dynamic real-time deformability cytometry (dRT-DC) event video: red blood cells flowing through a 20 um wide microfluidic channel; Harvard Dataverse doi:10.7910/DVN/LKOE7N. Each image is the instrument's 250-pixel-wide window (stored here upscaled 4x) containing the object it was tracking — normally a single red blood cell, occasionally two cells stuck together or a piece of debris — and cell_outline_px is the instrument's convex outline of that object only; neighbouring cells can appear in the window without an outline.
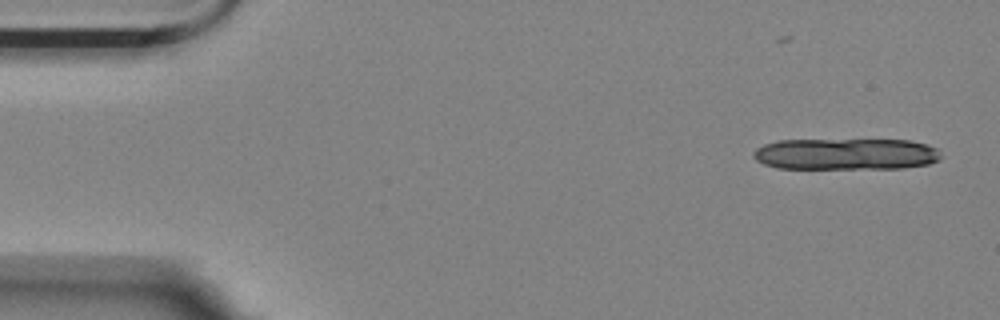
{"species": "Egyptian fruit bat (a non-hibernating species)", "species_latin": "Rousettus aegyptiacus", "temperature_condition": "room temperature", "stored_images_in_passage": 12, "camera_frame_rate_fps": 3000, "um_per_image_px": 0.085, "animal": {"sex": "female"}, "frame": {"image": 1, "passage_image": 1, "time_ms": 0.0, "image_size_px": [1000, 320], "cell_outline_px": [[940, 160], [928, 164], [904, 168], [776, 168], [764, 164], [756, 160], [752, 156], [752, 152], [756, 148], [764, 144], [776, 140], [908, 140], [924, 144], [936, 148], [940, 156]], "centroid_in_image_um": [71.85, 13.09], "position_along_channel_um": 13.2, "area_um2": 34.45}}